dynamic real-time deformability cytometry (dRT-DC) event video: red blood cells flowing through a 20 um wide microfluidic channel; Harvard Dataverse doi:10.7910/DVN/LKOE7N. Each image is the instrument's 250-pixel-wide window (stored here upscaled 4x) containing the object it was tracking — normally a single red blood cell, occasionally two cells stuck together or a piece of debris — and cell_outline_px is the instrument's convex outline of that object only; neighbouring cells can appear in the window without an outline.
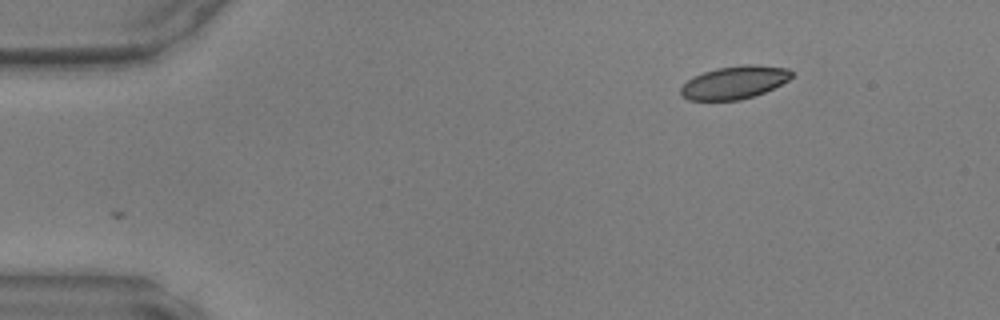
{"species": "common noctule bat (a hibernating species)", "species_latin": "Nyctalus noctula", "temperature_condition": "warm", "stored_images_in_passage": 6, "camera_frame_rate_fps": 3000, "um_per_image_px": 0.085, "animal": {"sex": "male", "body_mass_g": 17.9, "forearm_length_mm": 54.2}, "frame": {"image": 1, "passage_image": 1, "time_ms": 0.0, "image_size_px": [1000, 320], "cell_outline_px": [[792, 76], [788, 80], [764, 92], [740, 100], [688, 100], [680, 92], [680, 88], [692, 76], [716, 68], [744, 64], [752, 64], [788, 68], [792, 72]], "centroid_in_image_um": [62.41, 6.99], "position_along_channel_um": 22.6, "area_um2": 21.1}}